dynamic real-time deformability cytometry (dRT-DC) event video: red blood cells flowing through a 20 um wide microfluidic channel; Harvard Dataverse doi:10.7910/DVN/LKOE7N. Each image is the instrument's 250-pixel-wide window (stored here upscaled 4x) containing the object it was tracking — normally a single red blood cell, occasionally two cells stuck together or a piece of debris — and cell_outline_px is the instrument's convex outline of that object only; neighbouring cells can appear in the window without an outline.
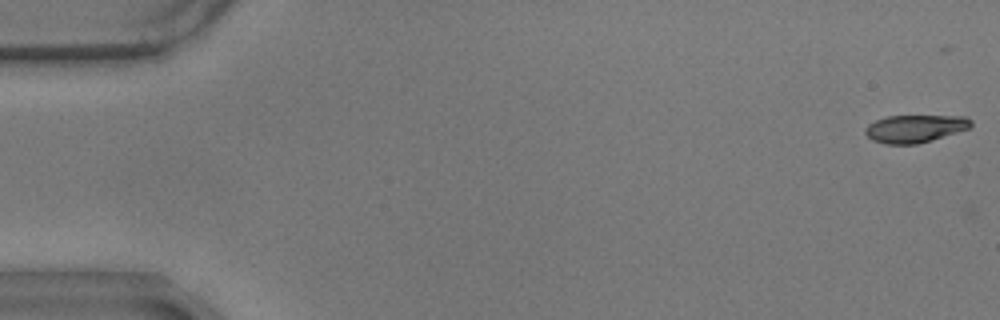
{"species": "common noctule bat (a hibernating species)", "species_latin": "Nyctalus noctula", "temperature_condition": "warm", "stored_images_in_passage": 3, "camera_frame_rate_fps": 3000, "um_per_image_px": 0.085, "animal": {"sex": "male", "body_mass_g": 17.9}, "frame": {"image": 1, "passage_image": 1, "time_ms": 0.0, "image_size_px": [1000, 320], "cell_outline_px": [[972, 124], [968, 128], [932, 140], [916, 144], [884, 144], [872, 140], [864, 132], [864, 128], [868, 124], [876, 120], [888, 116], [968, 116], [972, 120]], "centroid_in_image_um": [77.75, 10.93], "position_along_channel_um": 7.3, "area_um2": 16.99}}